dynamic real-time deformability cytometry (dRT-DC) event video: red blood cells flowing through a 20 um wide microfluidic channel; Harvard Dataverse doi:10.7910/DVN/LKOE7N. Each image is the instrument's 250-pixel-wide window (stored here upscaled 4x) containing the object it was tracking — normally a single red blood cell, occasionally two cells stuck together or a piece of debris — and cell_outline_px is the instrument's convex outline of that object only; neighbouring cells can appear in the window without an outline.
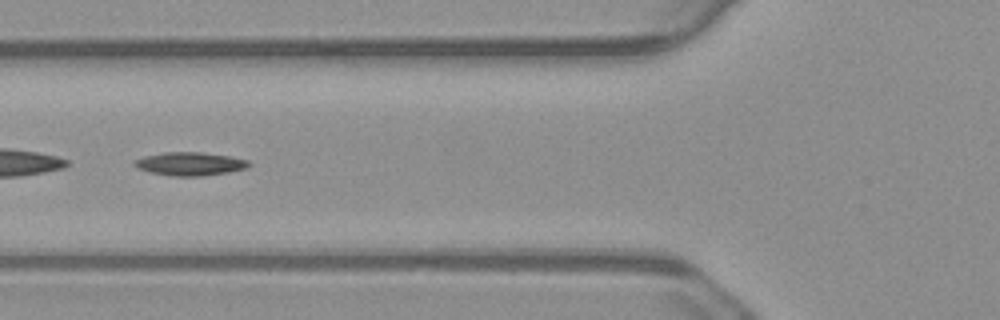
{"species": "common noctule bat (a hibernating species)", "species_latin": "Nyctalus noctula", "temperature_condition": "warm", "stored_images_in_passage": 54, "segment_of_instrument_passage": [2, 2], "camera_frame_rate_fps": 3000, "um_per_image_px": 0.085, "animal": {"sex": "male", "body_mass_g": 23.1, "forearm_length_mm": 52.7}, "frame": {"image": 1, "passage_image": 20, "time_ms": 6.333, "image_size_px": [1000, 320], "cell_outline_px": [[252, 164], [248, 168], [228, 172], [204, 176], [172, 176], [152, 172], [136, 168], [132, 164], [132, 160], [144, 156], [164, 152], [200, 152], [232, 156], [248, 160]], "centroid_in_image_um": [16.15, 13.92], "position_along_channel_um": 109.6, "area_um2": 15.78}}
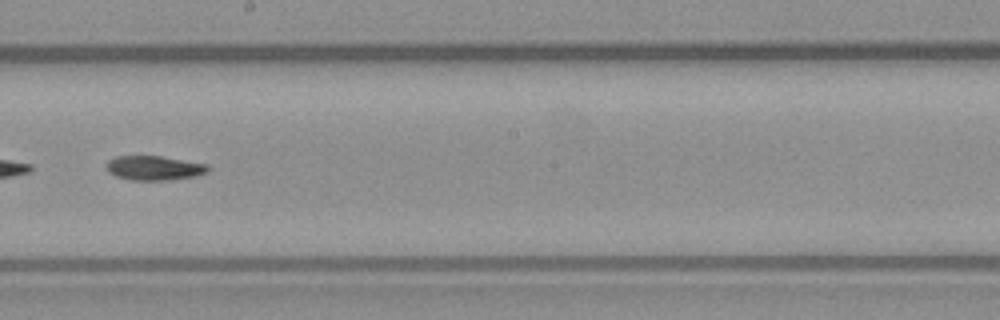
{"frame": {"image": 2, "passage_image": 30, "time_ms": 9.667, "image_size_px": [1000, 320], "cell_outline_px": [[208, 172], [196, 176], [172, 180], [132, 180], [116, 176], [108, 172], [104, 168], [104, 164], [108, 160], [116, 156], [160, 156], [208, 164]], "centroid_in_image_um": [13.07, 14.28], "position_along_channel_um": 235.1, "area_um2": 14.62}}
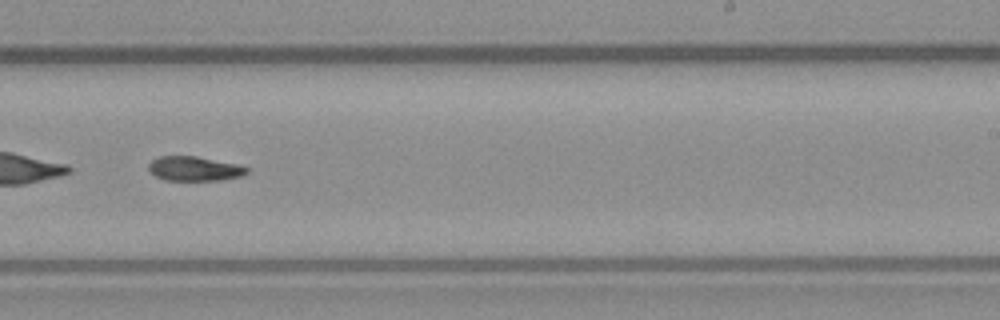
{"frame": {"image": 3, "passage_image": 33, "time_ms": 10.667, "image_size_px": [1000, 320], "cell_outline_px": [[248, 172], [244, 176], [220, 180], [164, 180], [148, 172], [148, 164], [152, 160], [160, 156], [196, 156], [240, 164], [248, 168]], "centroid_in_image_um": [16.54, 14.33], "position_along_channel_um": 272.5, "area_um2": 14.22}}